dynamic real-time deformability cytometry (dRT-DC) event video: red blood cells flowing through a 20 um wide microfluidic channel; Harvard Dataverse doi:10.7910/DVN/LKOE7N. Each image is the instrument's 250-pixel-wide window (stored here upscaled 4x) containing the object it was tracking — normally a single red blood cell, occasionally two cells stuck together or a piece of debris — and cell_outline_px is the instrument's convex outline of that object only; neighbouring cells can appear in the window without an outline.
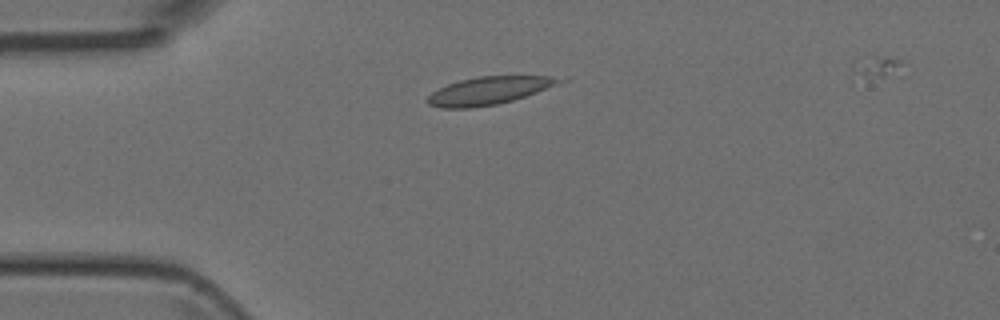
{"species": "Egyptian fruit bat (a non-hibernating species)", "species_latin": "Rousettus aegyptiacus", "temperature_condition": "room temperature", "stored_images_in_passage": 5, "camera_frame_rate_fps": 3000, "um_per_image_px": 0.085, "animal": {"sex": "female"}, "frame": {"image": 1, "passage_image": 2, "time_ms": 1.333, "image_size_px": [1000, 320], "cell_outline_px": [[568, 80], [536, 92], [512, 100], [496, 104], [472, 108], [440, 108], [428, 104], [424, 100], [432, 92], [448, 84], [460, 80], [476, 76], [568, 76]], "centroid_in_image_um": [41.58, 7.69], "position_along_channel_um": 43.4, "area_um2": 21.44}}
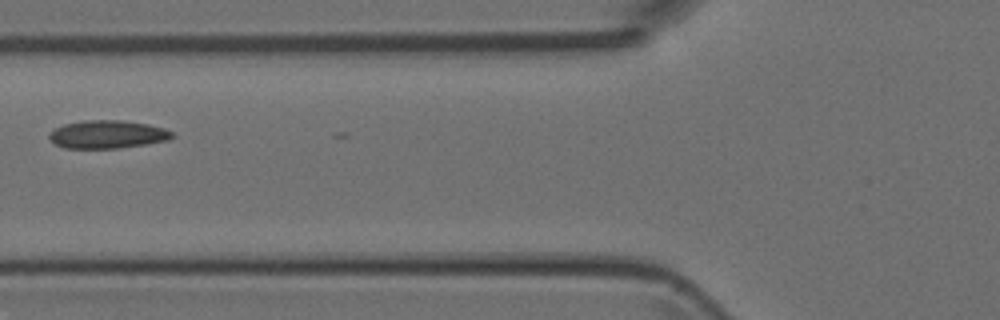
{"frame": {"image": 2, "passage_image": 4, "time_ms": 3.667, "image_size_px": [1000, 320], "cell_outline_px": [[176, 136], [168, 140], [144, 144], [116, 148], [64, 148], [56, 144], [48, 136], [56, 128], [64, 124], [84, 120], [120, 120], [148, 124], [164, 128], [172, 132]], "centroid_in_image_um": [9.16, 11.42], "position_along_channel_um": 116.6, "area_um2": 19.88}}